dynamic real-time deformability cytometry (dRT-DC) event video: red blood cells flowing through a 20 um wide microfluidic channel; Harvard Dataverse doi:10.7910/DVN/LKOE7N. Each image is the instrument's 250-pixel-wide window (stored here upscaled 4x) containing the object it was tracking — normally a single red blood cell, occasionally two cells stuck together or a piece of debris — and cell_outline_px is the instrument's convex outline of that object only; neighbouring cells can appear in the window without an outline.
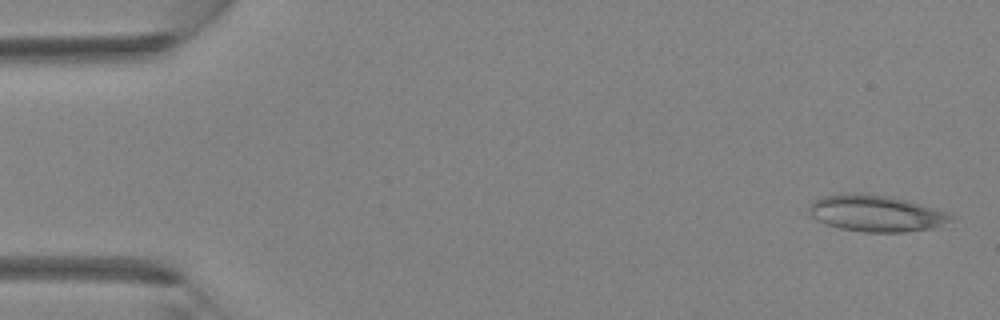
{"species": "Egyptian fruit bat (a non-hibernating species)", "species_latin": "Rousettus aegyptiacus", "temperature_condition": "room temperature", "stored_images_in_passage": 8, "camera_frame_rate_fps": 3000, "um_per_image_px": 0.085, "animal": {"sex": "female"}, "frame": {"image": 1, "passage_image": 1, "time_ms": 0.0, "image_size_px": [1000, 320], "cell_outline_px": [[956, 216], [952, 220], [932, 228], [904, 232], [864, 232], [840, 228], [816, 220], [808, 212], [808, 208], [820, 196], [848, 192], [860, 192], [888, 196], [920, 204], [948, 212]], "centroid_in_image_um": [74.44, 18.12], "position_along_channel_um": 10.6, "area_um2": 30.11}}